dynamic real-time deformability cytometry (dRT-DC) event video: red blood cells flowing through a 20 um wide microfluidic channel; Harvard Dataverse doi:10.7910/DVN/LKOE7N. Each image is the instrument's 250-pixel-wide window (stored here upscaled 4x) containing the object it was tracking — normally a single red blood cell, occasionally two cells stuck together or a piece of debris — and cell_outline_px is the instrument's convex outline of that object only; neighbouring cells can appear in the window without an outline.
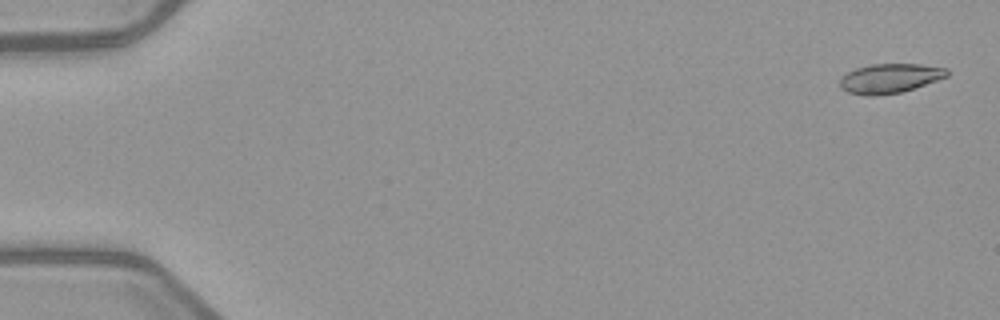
{"species": "common noctule bat (a hibernating species)", "species_latin": "Nyctalus noctula", "temperature_condition": "warm", "stored_images_in_passage": 7, "camera_frame_rate_fps": 3000, "um_per_image_px": 0.085, "animal": {"sex": "female", "body_mass_g": 21.9}, "frame": {"image": 1, "passage_image": 1, "time_ms": 0.0, "image_size_px": [1000, 320], "cell_outline_px": [[948, 76], [900, 92], [876, 96], [868, 96], [848, 92], [840, 88], [840, 76], [856, 68], [872, 64], [920, 64], [948, 68]], "centroid_in_image_um": [75.6, 6.65], "position_along_channel_um": 9.4, "area_um2": 18.26}}
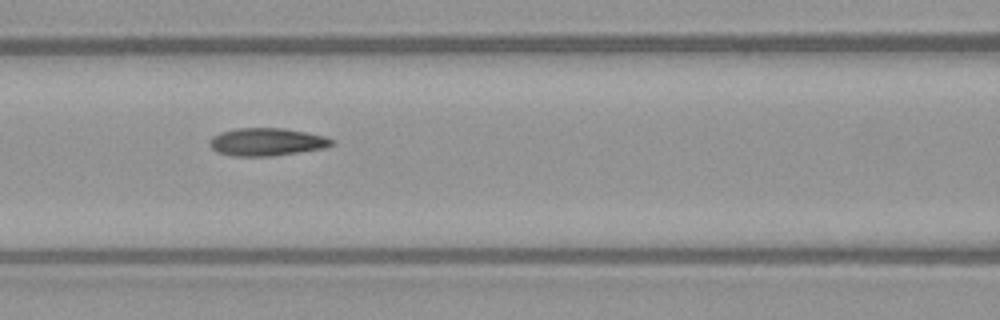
{"frame": {"image": 2, "passage_image": 6, "time_ms": 7.333, "image_size_px": [1000, 320], "cell_outline_px": [[336, 144], [324, 148], [300, 152], [272, 156], [232, 156], [216, 152], [208, 144], [208, 140], [212, 136], [220, 132], [236, 128], [284, 128], [308, 132], [324, 136], [336, 140]], "centroid_in_image_um": [22.68, 12.06], "position_along_channel_um": 143.9, "area_um2": 20.11}}
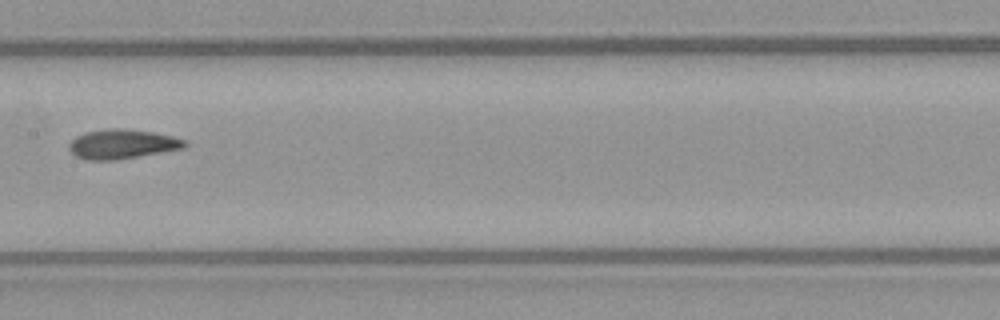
{"frame": {"image": 3, "passage_image": 7, "time_ms": 8.667, "image_size_px": [1000, 320], "cell_outline_px": [[188, 144], [184, 148], [116, 160], [88, 160], [76, 156], [68, 148], [68, 144], [76, 136], [84, 132], [108, 128], [124, 128], [152, 132], [172, 136], [188, 140]], "centroid_in_image_um": [10.39, 12.24], "position_along_channel_um": 197.0, "area_um2": 19.94}}